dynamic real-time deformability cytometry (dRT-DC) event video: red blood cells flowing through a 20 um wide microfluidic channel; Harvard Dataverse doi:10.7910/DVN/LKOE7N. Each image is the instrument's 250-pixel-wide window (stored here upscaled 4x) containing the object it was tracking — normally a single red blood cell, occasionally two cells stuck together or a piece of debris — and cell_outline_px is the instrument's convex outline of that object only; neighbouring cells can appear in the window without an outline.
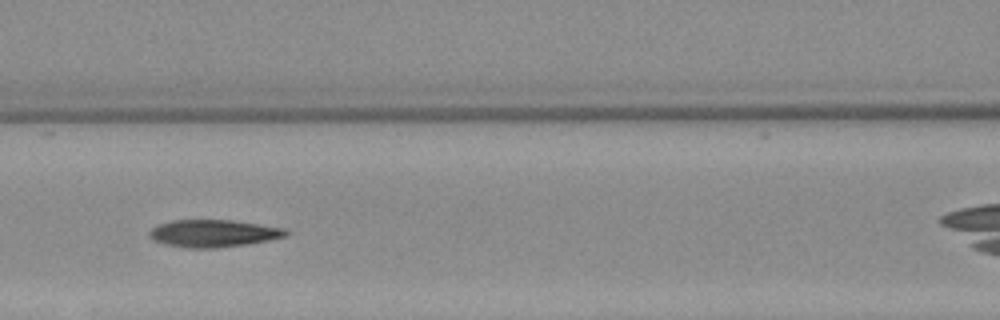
{"species": "Egyptian fruit bat (a non-hibernating species)", "species_latin": "Rousettus aegyptiacus", "temperature_condition": "warm", "stored_images_in_passage": 8, "camera_frame_rate_fps": 3000, "um_per_image_px": 0.085, "animal": {"sex": "female"}, "frame": {"image": 1, "passage_image": 6, "time_ms": 6.0, "image_size_px": [1000, 320], "cell_outline_px": [[288, 232], [284, 236], [268, 240], [248, 244], [216, 248], [188, 248], [168, 244], [156, 240], [148, 236], [148, 232], [152, 228], [160, 224], [172, 220], [232, 220], [284, 228]], "centroid_in_image_um": [18.13, 19.83], "position_along_channel_um": 148.5, "area_um2": 21.44}}